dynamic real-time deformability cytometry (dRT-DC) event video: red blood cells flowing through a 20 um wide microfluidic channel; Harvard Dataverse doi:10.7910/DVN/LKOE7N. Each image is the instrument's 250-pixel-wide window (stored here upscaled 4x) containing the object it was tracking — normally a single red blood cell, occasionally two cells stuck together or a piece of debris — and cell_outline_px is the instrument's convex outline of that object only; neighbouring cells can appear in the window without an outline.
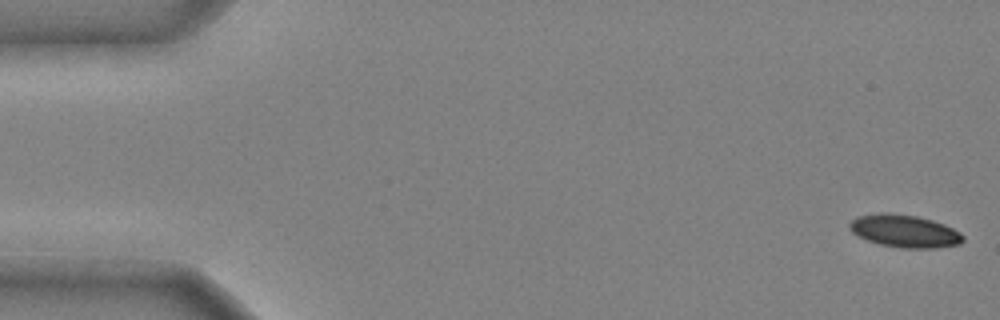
{"species": "common noctule bat (a hibernating species)", "species_latin": "Nyctalus noctula", "temperature_condition": "cold", "stored_images_in_passage": 48, "camera_frame_rate_fps": 3000, "um_per_image_px": 0.085, "animal": {"sex": "male", "body_mass_g": 20.4}, "frame": {"image": 1, "passage_image": 1, "time_ms": 0.0, "image_size_px": [1000, 320], "cell_outline_px": [[964, 240], [960, 244], [936, 248], [900, 248], [880, 244], [868, 240], [852, 232], [848, 228], [848, 224], [856, 216], [880, 212], [884, 212], [916, 216], [932, 220], [944, 224], [960, 232], [964, 236]], "centroid_in_image_um": [76.88, 19.64], "position_along_channel_um": 8.1, "area_um2": 21.62}}
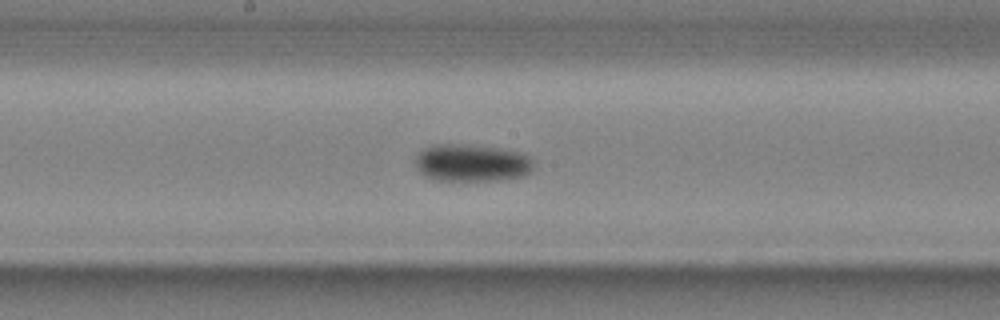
{"frame": {"image": 2, "passage_image": 26, "time_ms": 8.333, "image_size_px": [1000, 320], "cell_outline_px": [[536, 164], [532, 172], [524, 176], [500, 180], [440, 180], [424, 176], [420, 172], [416, 164], [416, 156], [424, 148], [432, 144], [464, 144], [496, 148], [524, 152]], "centroid_in_image_um": [40.15, 13.84], "position_along_channel_um": 208.0, "area_um2": 25.95}}
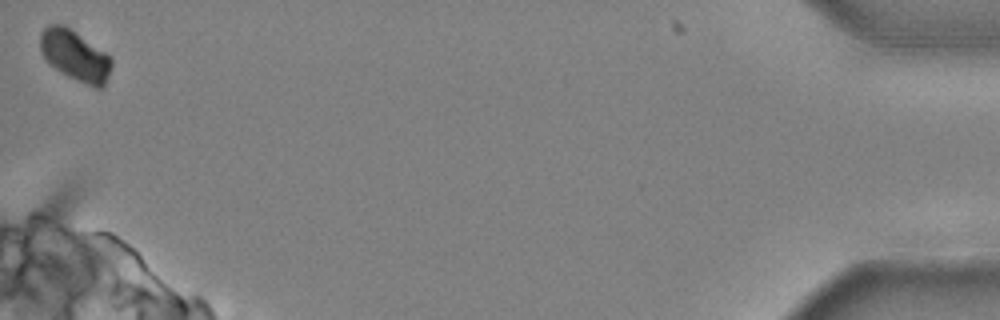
{"frame": {"image": 3, "passage_image": 48, "time_ms": 15.667, "image_size_px": [1000, 320], "cell_outline_px": [[112, 64], [104, 88], [96, 88], [68, 76], [60, 72], [40, 52], [40, 32], [48, 24], [64, 24], [104, 52], [112, 60]], "centroid_in_image_um": [6.36, 4.71], "position_along_channel_um": 428.8, "area_um2": 20.69}, "authors_computed_cell_mechanics": {"area_um2": 23.4957, "velocity_mm_per_s": 3.9766, "shape_relaxation_time_tau1_ms": 4.9161, "shape_relaxation_time_tau2_ms": null, "deformation_change_tau1": 0.1063, "deformation_change_tau2": null}}